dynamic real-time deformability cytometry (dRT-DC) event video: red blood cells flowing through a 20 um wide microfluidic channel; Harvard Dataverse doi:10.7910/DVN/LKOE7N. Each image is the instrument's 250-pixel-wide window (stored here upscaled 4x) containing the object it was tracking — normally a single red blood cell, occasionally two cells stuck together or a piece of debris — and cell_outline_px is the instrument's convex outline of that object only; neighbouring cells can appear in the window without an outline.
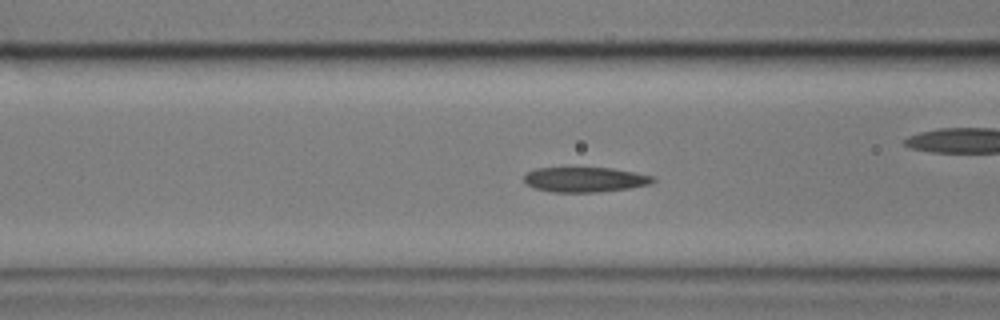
{"species": "common noctule bat (a hibernating species)", "species_latin": "Nyctalus noctula", "temperature_condition": "cold", "stored_images_in_passage": 53, "camera_frame_rate_fps": 3000, "um_per_image_px": 0.085, "animal": {"sex": "male", "body_mass_g": 17.9}, "frame": {"image": 1, "passage_image": 16, "time_ms": 5.0, "image_size_px": [1000, 320], "cell_outline_px": [[656, 180], [652, 184], [628, 188], [596, 192], [552, 192], [532, 188], [524, 184], [524, 176], [528, 172], [536, 168], [612, 168], [636, 172], [652, 176]], "centroid_in_image_um": [49.7, 15.27], "position_along_channel_um": 116.9, "area_um2": 18.84}, "authors_computed_cell_mechanics": {"area_um2": 19.5942, "velocity_mm_per_s": 3.4157, "shape_relaxation_time_tau1_ms": null, "shape_relaxation_time_tau2_ms": 4.9121, "deformation_change_tau1": null, "deformation_change_tau2": 0.0995}}